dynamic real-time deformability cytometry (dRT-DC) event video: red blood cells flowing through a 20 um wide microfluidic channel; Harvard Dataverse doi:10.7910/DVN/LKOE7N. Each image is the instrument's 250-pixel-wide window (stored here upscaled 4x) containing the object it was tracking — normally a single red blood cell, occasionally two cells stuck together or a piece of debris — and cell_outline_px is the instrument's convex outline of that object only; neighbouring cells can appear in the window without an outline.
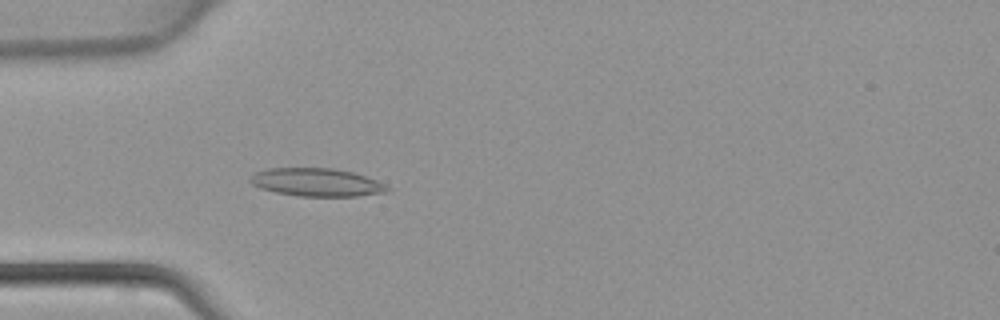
{"species": "common noctule bat (a hibernating species)", "species_latin": "Nyctalus noctula", "temperature_condition": "warm", "stored_images_in_passage": 44, "camera_frame_rate_fps": 3000, "um_per_image_px": 0.085, "animal": {"sex": "female", "body_mass_g": 22.7, "forearm_length_mm": 54.2}, "frame": {"image": 1, "passage_image": 13, "time_ms": 4.0, "image_size_px": [1000, 320], "cell_outline_px": [[392, 188], [388, 192], [356, 196], [300, 196], [276, 192], [260, 188], [252, 184], [248, 180], [256, 172], [268, 168], [332, 168], [352, 172], [376, 180]], "centroid_in_image_um": [26.92, 15.5], "position_along_channel_um": 58.1, "area_um2": 22.31}}
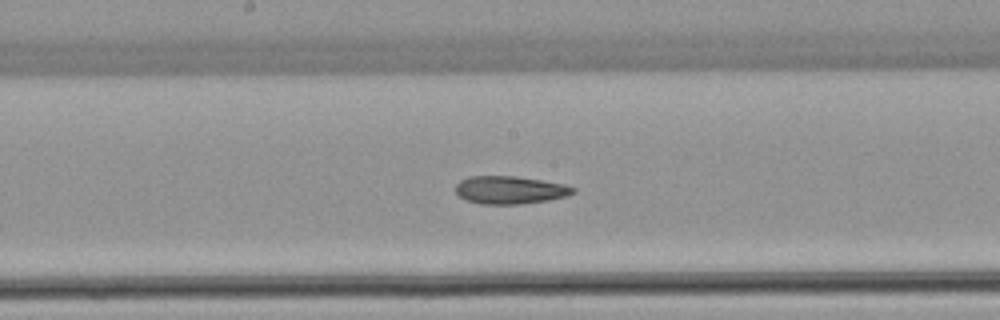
{"frame": {"image": 2, "passage_image": 23, "time_ms": 7.333, "image_size_px": [1000, 320], "cell_outline_px": [[576, 192], [568, 196], [548, 200], [520, 204], [480, 204], [464, 200], [456, 192], [456, 184], [460, 180], [468, 176], [516, 176], [564, 184], [576, 188]], "centroid_in_image_um": [43.34, 16.15], "position_along_channel_um": 204.9, "area_um2": 19.19}}
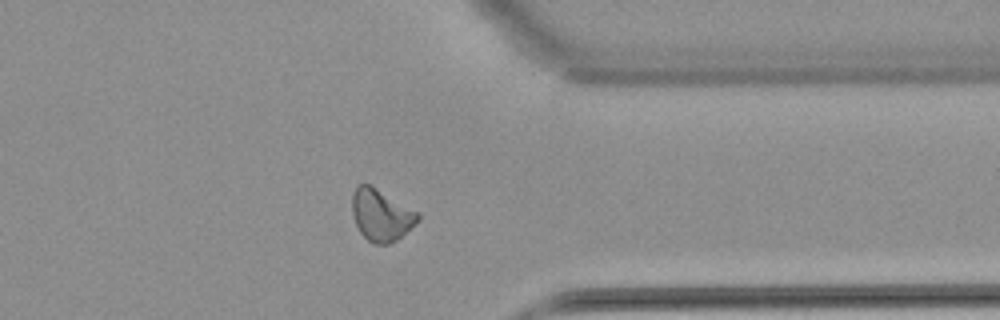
{"frame": {"image": 3, "passage_image": 35, "time_ms": 11.333, "image_size_px": [1000, 320], "cell_outline_px": [[420, 220], [396, 240], [388, 244], [372, 244], [360, 232], [352, 216], [352, 192], [356, 184], [372, 184], [420, 212]], "centroid_in_image_um": [32.4, 18.24], "position_along_channel_um": 379.0, "area_um2": 20.29}}